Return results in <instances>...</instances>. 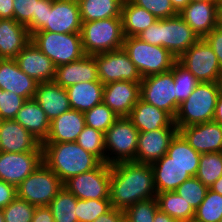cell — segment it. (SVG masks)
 Segmentation results:
<instances>
[{"instance_id":"484cf974","label":"cell","mask_w":222,"mask_h":222,"mask_svg":"<svg viewBox=\"0 0 222 222\" xmlns=\"http://www.w3.org/2000/svg\"><path fill=\"white\" fill-rule=\"evenodd\" d=\"M128 118L139 132L177 128L174 119L167 112L141 99L134 105Z\"/></svg>"},{"instance_id":"ee69618b","label":"cell","mask_w":222,"mask_h":222,"mask_svg":"<svg viewBox=\"0 0 222 222\" xmlns=\"http://www.w3.org/2000/svg\"><path fill=\"white\" fill-rule=\"evenodd\" d=\"M36 206L16 197L2 209L5 222H31Z\"/></svg>"},{"instance_id":"680465c9","label":"cell","mask_w":222,"mask_h":222,"mask_svg":"<svg viewBox=\"0 0 222 222\" xmlns=\"http://www.w3.org/2000/svg\"><path fill=\"white\" fill-rule=\"evenodd\" d=\"M209 189L222 195V176L214 182Z\"/></svg>"},{"instance_id":"9a60e30c","label":"cell","mask_w":222,"mask_h":222,"mask_svg":"<svg viewBox=\"0 0 222 222\" xmlns=\"http://www.w3.org/2000/svg\"><path fill=\"white\" fill-rule=\"evenodd\" d=\"M81 26L77 0H52V8L47 9L46 26L36 32L80 33Z\"/></svg>"},{"instance_id":"8d00e7d4","label":"cell","mask_w":222,"mask_h":222,"mask_svg":"<svg viewBox=\"0 0 222 222\" xmlns=\"http://www.w3.org/2000/svg\"><path fill=\"white\" fill-rule=\"evenodd\" d=\"M173 78L176 90V114L179 105L185 101L199 84L196 77L178 61L173 64Z\"/></svg>"},{"instance_id":"9f6ffc18","label":"cell","mask_w":222,"mask_h":222,"mask_svg":"<svg viewBox=\"0 0 222 222\" xmlns=\"http://www.w3.org/2000/svg\"><path fill=\"white\" fill-rule=\"evenodd\" d=\"M153 222H179L178 220L170 217L168 214L158 210L155 213Z\"/></svg>"},{"instance_id":"1f68e13d","label":"cell","mask_w":222,"mask_h":222,"mask_svg":"<svg viewBox=\"0 0 222 222\" xmlns=\"http://www.w3.org/2000/svg\"><path fill=\"white\" fill-rule=\"evenodd\" d=\"M82 22L121 18L124 0H77Z\"/></svg>"},{"instance_id":"b9f144b4","label":"cell","mask_w":222,"mask_h":222,"mask_svg":"<svg viewBox=\"0 0 222 222\" xmlns=\"http://www.w3.org/2000/svg\"><path fill=\"white\" fill-rule=\"evenodd\" d=\"M208 189L197 177H191L178 186L175 191L196 210L205 199Z\"/></svg>"},{"instance_id":"5b68a950","label":"cell","mask_w":222,"mask_h":222,"mask_svg":"<svg viewBox=\"0 0 222 222\" xmlns=\"http://www.w3.org/2000/svg\"><path fill=\"white\" fill-rule=\"evenodd\" d=\"M80 34L85 55L122 49L125 38L122 18L82 22Z\"/></svg>"},{"instance_id":"d6a6232c","label":"cell","mask_w":222,"mask_h":222,"mask_svg":"<svg viewBox=\"0 0 222 222\" xmlns=\"http://www.w3.org/2000/svg\"><path fill=\"white\" fill-rule=\"evenodd\" d=\"M167 155L171 157L172 162L183 167L191 177H195L201 153L194 150L179 132L171 140Z\"/></svg>"},{"instance_id":"ab89813d","label":"cell","mask_w":222,"mask_h":222,"mask_svg":"<svg viewBox=\"0 0 222 222\" xmlns=\"http://www.w3.org/2000/svg\"><path fill=\"white\" fill-rule=\"evenodd\" d=\"M83 114L86 126L103 133H105L118 118L104 102L97 104Z\"/></svg>"},{"instance_id":"8992f818","label":"cell","mask_w":222,"mask_h":222,"mask_svg":"<svg viewBox=\"0 0 222 222\" xmlns=\"http://www.w3.org/2000/svg\"><path fill=\"white\" fill-rule=\"evenodd\" d=\"M142 78L170 71L177 59L164 47L125 37L123 47Z\"/></svg>"},{"instance_id":"6f0895ef","label":"cell","mask_w":222,"mask_h":222,"mask_svg":"<svg viewBox=\"0 0 222 222\" xmlns=\"http://www.w3.org/2000/svg\"><path fill=\"white\" fill-rule=\"evenodd\" d=\"M174 10L179 14L191 0H170Z\"/></svg>"},{"instance_id":"4316f807","label":"cell","mask_w":222,"mask_h":222,"mask_svg":"<svg viewBox=\"0 0 222 222\" xmlns=\"http://www.w3.org/2000/svg\"><path fill=\"white\" fill-rule=\"evenodd\" d=\"M85 126L84 114L71 109L50 121L44 142H76Z\"/></svg>"},{"instance_id":"f1b7e54d","label":"cell","mask_w":222,"mask_h":222,"mask_svg":"<svg viewBox=\"0 0 222 222\" xmlns=\"http://www.w3.org/2000/svg\"><path fill=\"white\" fill-rule=\"evenodd\" d=\"M15 120L41 143L48 137L50 120L41 106L32 98L24 102Z\"/></svg>"},{"instance_id":"bcb514c9","label":"cell","mask_w":222,"mask_h":222,"mask_svg":"<svg viewBox=\"0 0 222 222\" xmlns=\"http://www.w3.org/2000/svg\"><path fill=\"white\" fill-rule=\"evenodd\" d=\"M26 99L16 93L2 90L0 95V118L1 120L15 119L18 111Z\"/></svg>"},{"instance_id":"11a10c76","label":"cell","mask_w":222,"mask_h":222,"mask_svg":"<svg viewBox=\"0 0 222 222\" xmlns=\"http://www.w3.org/2000/svg\"><path fill=\"white\" fill-rule=\"evenodd\" d=\"M213 121L222 125V89L220 91V94L216 102V109H215Z\"/></svg>"},{"instance_id":"d6986e66","label":"cell","mask_w":222,"mask_h":222,"mask_svg":"<svg viewBox=\"0 0 222 222\" xmlns=\"http://www.w3.org/2000/svg\"><path fill=\"white\" fill-rule=\"evenodd\" d=\"M14 59L19 68L37 83L54 80L55 65L32 41Z\"/></svg>"},{"instance_id":"603a6c76","label":"cell","mask_w":222,"mask_h":222,"mask_svg":"<svg viewBox=\"0 0 222 222\" xmlns=\"http://www.w3.org/2000/svg\"><path fill=\"white\" fill-rule=\"evenodd\" d=\"M53 81L63 88L81 82L100 81L95 58L93 55H84L77 61L56 67Z\"/></svg>"},{"instance_id":"5bb4252c","label":"cell","mask_w":222,"mask_h":222,"mask_svg":"<svg viewBox=\"0 0 222 222\" xmlns=\"http://www.w3.org/2000/svg\"><path fill=\"white\" fill-rule=\"evenodd\" d=\"M42 162V144L32 152H0V180L17 187Z\"/></svg>"},{"instance_id":"d4e9b609","label":"cell","mask_w":222,"mask_h":222,"mask_svg":"<svg viewBox=\"0 0 222 222\" xmlns=\"http://www.w3.org/2000/svg\"><path fill=\"white\" fill-rule=\"evenodd\" d=\"M30 41L26 26L14 19H0V59H14Z\"/></svg>"},{"instance_id":"d590c367","label":"cell","mask_w":222,"mask_h":222,"mask_svg":"<svg viewBox=\"0 0 222 222\" xmlns=\"http://www.w3.org/2000/svg\"><path fill=\"white\" fill-rule=\"evenodd\" d=\"M222 176V152L203 153L200 156L197 177L208 188Z\"/></svg>"},{"instance_id":"4dcf8cb0","label":"cell","mask_w":222,"mask_h":222,"mask_svg":"<svg viewBox=\"0 0 222 222\" xmlns=\"http://www.w3.org/2000/svg\"><path fill=\"white\" fill-rule=\"evenodd\" d=\"M122 26L125 37H137L158 19L143 7L124 0L122 5Z\"/></svg>"},{"instance_id":"681fc988","label":"cell","mask_w":222,"mask_h":222,"mask_svg":"<svg viewBox=\"0 0 222 222\" xmlns=\"http://www.w3.org/2000/svg\"><path fill=\"white\" fill-rule=\"evenodd\" d=\"M203 39L214 51L222 68V29L217 26Z\"/></svg>"},{"instance_id":"f6af8a7d","label":"cell","mask_w":222,"mask_h":222,"mask_svg":"<svg viewBox=\"0 0 222 222\" xmlns=\"http://www.w3.org/2000/svg\"><path fill=\"white\" fill-rule=\"evenodd\" d=\"M131 3L143 7L157 19L171 18L178 13L174 10L170 0H129Z\"/></svg>"},{"instance_id":"f35d334b","label":"cell","mask_w":222,"mask_h":222,"mask_svg":"<svg viewBox=\"0 0 222 222\" xmlns=\"http://www.w3.org/2000/svg\"><path fill=\"white\" fill-rule=\"evenodd\" d=\"M76 143L87 152L95 155L102 163H106L105 138L103 132L85 126L80 132Z\"/></svg>"},{"instance_id":"836d02e7","label":"cell","mask_w":222,"mask_h":222,"mask_svg":"<svg viewBox=\"0 0 222 222\" xmlns=\"http://www.w3.org/2000/svg\"><path fill=\"white\" fill-rule=\"evenodd\" d=\"M158 209L179 222L194 219L195 210L176 191H167L156 194Z\"/></svg>"},{"instance_id":"e0dca14e","label":"cell","mask_w":222,"mask_h":222,"mask_svg":"<svg viewBox=\"0 0 222 222\" xmlns=\"http://www.w3.org/2000/svg\"><path fill=\"white\" fill-rule=\"evenodd\" d=\"M178 132L198 153L222 152V125L215 121L181 127Z\"/></svg>"},{"instance_id":"ffe728a7","label":"cell","mask_w":222,"mask_h":222,"mask_svg":"<svg viewBox=\"0 0 222 222\" xmlns=\"http://www.w3.org/2000/svg\"><path fill=\"white\" fill-rule=\"evenodd\" d=\"M218 2L191 1L178 15L202 39L218 26Z\"/></svg>"},{"instance_id":"52a82bcc","label":"cell","mask_w":222,"mask_h":222,"mask_svg":"<svg viewBox=\"0 0 222 222\" xmlns=\"http://www.w3.org/2000/svg\"><path fill=\"white\" fill-rule=\"evenodd\" d=\"M31 41L55 67L77 61L85 55L80 33L34 32Z\"/></svg>"},{"instance_id":"3957f363","label":"cell","mask_w":222,"mask_h":222,"mask_svg":"<svg viewBox=\"0 0 222 222\" xmlns=\"http://www.w3.org/2000/svg\"><path fill=\"white\" fill-rule=\"evenodd\" d=\"M137 37L151 45L164 47L176 59L201 39L179 15L158 19Z\"/></svg>"},{"instance_id":"be15d7a7","label":"cell","mask_w":222,"mask_h":222,"mask_svg":"<svg viewBox=\"0 0 222 222\" xmlns=\"http://www.w3.org/2000/svg\"><path fill=\"white\" fill-rule=\"evenodd\" d=\"M218 9H222V0H218Z\"/></svg>"},{"instance_id":"c3c4849f","label":"cell","mask_w":222,"mask_h":222,"mask_svg":"<svg viewBox=\"0 0 222 222\" xmlns=\"http://www.w3.org/2000/svg\"><path fill=\"white\" fill-rule=\"evenodd\" d=\"M52 8V0H38L37 16L26 26L32 35L46 26L47 9Z\"/></svg>"},{"instance_id":"2e32d148","label":"cell","mask_w":222,"mask_h":222,"mask_svg":"<svg viewBox=\"0 0 222 222\" xmlns=\"http://www.w3.org/2000/svg\"><path fill=\"white\" fill-rule=\"evenodd\" d=\"M178 133V128H160L139 132L135 161L152 164L161 159L169 148L171 140Z\"/></svg>"},{"instance_id":"60d3db41","label":"cell","mask_w":222,"mask_h":222,"mask_svg":"<svg viewBox=\"0 0 222 222\" xmlns=\"http://www.w3.org/2000/svg\"><path fill=\"white\" fill-rule=\"evenodd\" d=\"M112 208L110 199H78L77 198V219L78 222H93L101 214H105Z\"/></svg>"},{"instance_id":"e7e4bbea","label":"cell","mask_w":222,"mask_h":222,"mask_svg":"<svg viewBox=\"0 0 222 222\" xmlns=\"http://www.w3.org/2000/svg\"><path fill=\"white\" fill-rule=\"evenodd\" d=\"M187 222H198V221H196L195 219H191V220H189Z\"/></svg>"},{"instance_id":"6125c7cd","label":"cell","mask_w":222,"mask_h":222,"mask_svg":"<svg viewBox=\"0 0 222 222\" xmlns=\"http://www.w3.org/2000/svg\"><path fill=\"white\" fill-rule=\"evenodd\" d=\"M196 2H202V1H210V2H218V0H191Z\"/></svg>"},{"instance_id":"f907efd6","label":"cell","mask_w":222,"mask_h":222,"mask_svg":"<svg viewBox=\"0 0 222 222\" xmlns=\"http://www.w3.org/2000/svg\"><path fill=\"white\" fill-rule=\"evenodd\" d=\"M16 197V187L3 180H0V209L5 208Z\"/></svg>"},{"instance_id":"277c9868","label":"cell","mask_w":222,"mask_h":222,"mask_svg":"<svg viewBox=\"0 0 222 222\" xmlns=\"http://www.w3.org/2000/svg\"><path fill=\"white\" fill-rule=\"evenodd\" d=\"M222 83H199L178 108L174 123L181 127L213 121Z\"/></svg>"},{"instance_id":"7c38bea8","label":"cell","mask_w":222,"mask_h":222,"mask_svg":"<svg viewBox=\"0 0 222 222\" xmlns=\"http://www.w3.org/2000/svg\"><path fill=\"white\" fill-rule=\"evenodd\" d=\"M140 99L164 110L174 119L176 116V90L173 67L170 71L142 78Z\"/></svg>"},{"instance_id":"94428289","label":"cell","mask_w":222,"mask_h":222,"mask_svg":"<svg viewBox=\"0 0 222 222\" xmlns=\"http://www.w3.org/2000/svg\"><path fill=\"white\" fill-rule=\"evenodd\" d=\"M0 222H5L2 209H0Z\"/></svg>"},{"instance_id":"83f0119b","label":"cell","mask_w":222,"mask_h":222,"mask_svg":"<svg viewBox=\"0 0 222 222\" xmlns=\"http://www.w3.org/2000/svg\"><path fill=\"white\" fill-rule=\"evenodd\" d=\"M151 167L156 193L175 191L185 180L191 178L189 173L183 167L172 162L171 157L167 154L153 162Z\"/></svg>"},{"instance_id":"816d5d0a","label":"cell","mask_w":222,"mask_h":222,"mask_svg":"<svg viewBox=\"0 0 222 222\" xmlns=\"http://www.w3.org/2000/svg\"><path fill=\"white\" fill-rule=\"evenodd\" d=\"M124 219V210L111 208L105 214H101L95 221L93 222H122Z\"/></svg>"},{"instance_id":"44dd1931","label":"cell","mask_w":222,"mask_h":222,"mask_svg":"<svg viewBox=\"0 0 222 222\" xmlns=\"http://www.w3.org/2000/svg\"><path fill=\"white\" fill-rule=\"evenodd\" d=\"M42 143L15 119L0 122V152L35 151Z\"/></svg>"},{"instance_id":"f546056e","label":"cell","mask_w":222,"mask_h":222,"mask_svg":"<svg viewBox=\"0 0 222 222\" xmlns=\"http://www.w3.org/2000/svg\"><path fill=\"white\" fill-rule=\"evenodd\" d=\"M104 85L100 81L81 82L66 88L72 110L85 113L103 102Z\"/></svg>"},{"instance_id":"db71d44e","label":"cell","mask_w":222,"mask_h":222,"mask_svg":"<svg viewBox=\"0 0 222 222\" xmlns=\"http://www.w3.org/2000/svg\"><path fill=\"white\" fill-rule=\"evenodd\" d=\"M14 0H0V19H14Z\"/></svg>"},{"instance_id":"8fae6325","label":"cell","mask_w":222,"mask_h":222,"mask_svg":"<svg viewBox=\"0 0 222 222\" xmlns=\"http://www.w3.org/2000/svg\"><path fill=\"white\" fill-rule=\"evenodd\" d=\"M111 165L101 163L97 168L70 177L63 186L76 198L109 199L110 198Z\"/></svg>"},{"instance_id":"6da1fadb","label":"cell","mask_w":222,"mask_h":222,"mask_svg":"<svg viewBox=\"0 0 222 222\" xmlns=\"http://www.w3.org/2000/svg\"><path fill=\"white\" fill-rule=\"evenodd\" d=\"M151 164L136 161L111 165L110 202L116 209L125 210L143 200L156 198Z\"/></svg>"},{"instance_id":"30bf717a","label":"cell","mask_w":222,"mask_h":222,"mask_svg":"<svg viewBox=\"0 0 222 222\" xmlns=\"http://www.w3.org/2000/svg\"><path fill=\"white\" fill-rule=\"evenodd\" d=\"M177 61L189 70L199 83H222V68L212 48L202 38Z\"/></svg>"},{"instance_id":"7dc6e473","label":"cell","mask_w":222,"mask_h":222,"mask_svg":"<svg viewBox=\"0 0 222 222\" xmlns=\"http://www.w3.org/2000/svg\"><path fill=\"white\" fill-rule=\"evenodd\" d=\"M14 20L27 26L36 16L38 0H14Z\"/></svg>"},{"instance_id":"7bdbcfd3","label":"cell","mask_w":222,"mask_h":222,"mask_svg":"<svg viewBox=\"0 0 222 222\" xmlns=\"http://www.w3.org/2000/svg\"><path fill=\"white\" fill-rule=\"evenodd\" d=\"M156 198L143 200L129 206L124 210V218L128 222H153L158 211Z\"/></svg>"},{"instance_id":"ba28073f","label":"cell","mask_w":222,"mask_h":222,"mask_svg":"<svg viewBox=\"0 0 222 222\" xmlns=\"http://www.w3.org/2000/svg\"><path fill=\"white\" fill-rule=\"evenodd\" d=\"M63 188L60 178L42 162L17 187V197L38 206H48Z\"/></svg>"},{"instance_id":"7402d4cb","label":"cell","mask_w":222,"mask_h":222,"mask_svg":"<svg viewBox=\"0 0 222 222\" xmlns=\"http://www.w3.org/2000/svg\"><path fill=\"white\" fill-rule=\"evenodd\" d=\"M38 83L24 73L15 59H0V89L32 99Z\"/></svg>"},{"instance_id":"9c48e42d","label":"cell","mask_w":222,"mask_h":222,"mask_svg":"<svg viewBox=\"0 0 222 222\" xmlns=\"http://www.w3.org/2000/svg\"><path fill=\"white\" fill-rule=\"evenodd\" d=\"M138 134V129L128 117H118L104 133L106 163L135 161Z\"/></svg>"},{"instance_id":"f5cc1de1","label":"cell","mask_w":222,"mask_h":222,"mask_svg":"<svg viewBox=\"0 0 222 222\" xmlns=\"http://www.w3.org/2000/svg\"><path fill=\"white\" fill-rule=\"evenodd\" d=\"M31 222H54L50 208L48 206L36 207Z\"/></svg>"},{"instance_id":"e575fe53","label":"cell","mask_w":222,"mask_h":222,"mask_svg":"<svg viewBox=\"0 0 222 222\" xmlns=\"http://www.w3.org/2000/svg\"><path fill=\"white\" fill-rule=\"evenodd\" d=\"M54 222H78L77 198L64 186L49 203Z\"/></svg>"},{"instance_id":"74e56055","label":"cell","mask_w":222,"mask_h":222,"mask_svg":"<svg viewBox=\"0 0 222 222\" xmlns=\"http://www.w3.org/2000/svg\"><path fill=\"white\" fill-rule=\"evenodd\" d=\"M194 219L198 222H221L222 195L208 189L205 199L195 210Z\"/></svg>"},{"instance_id":"91938a15","label":"cell","mask_w":222,"mask_h":222,"mask_svg":"<svg viewBox=\"0 0 222 222\" xmlns=\"http://www.w3.org/2000/svg\"><path fill=\"white\" fill-rule=\"evenodd\" d=\"M218 27L222 29V9H218Z\"/></svg>"},{"instance_id":"ac0fdd59","label":"cell","mask_w":222,"mask_h":222,"mask_svg":"<svg viewBox=\"0 0 222 222\" xmlns=\"http://www.w3.org/2000/svg\"><path fill=\"white\" fill-rule=\"evenodd\" d=\"M139 99L140 83L123 80L104 85L103 102L118 117H128Z\"/></svg>"},{"instance_id":"7a4b0ae2","label":"cell","mask_w":222,"mask_h":222,"mask_svg":"<svg viewBox=\"0 0 222 222\" xmlns=\"http://www.w3.org/2000/svg\"><path fill=\"white\" fill-rule=\"evenodd\" d=\"M43 162L64 183L70 177L97 168L102 162L76 142H43Z\"/></svg>"},{"instance_id":"cb8c5ba5","label":"cell","mask_w":222,"mask_h":222,"mask_svg":"<svg viewBox=\"0 0 222 222\" xmlns=\"http://www.w3.org/2000/svg\"><path fill=\"white\" fill-rule=\"evenodd\" d=\"M33 99L41 106L50 121L71 110L66 88L54 81L38 83Z\"/></svg>"},{"instance_id":"4fadbf2b","label":"cell","mask_w":222,"mask_h":222,"mask_svg":"<svg viewBox=\"0 0 222 222\" xmlns=\"http://www.w3.org/2000/svg\"><path fill=\"white\" fill-rule=\"evenodd\" d=\"M93 57L97 64L98 79L103 85L123 80L141 83L142 76L123 48Z\"/></svg>"}]
</instances>
